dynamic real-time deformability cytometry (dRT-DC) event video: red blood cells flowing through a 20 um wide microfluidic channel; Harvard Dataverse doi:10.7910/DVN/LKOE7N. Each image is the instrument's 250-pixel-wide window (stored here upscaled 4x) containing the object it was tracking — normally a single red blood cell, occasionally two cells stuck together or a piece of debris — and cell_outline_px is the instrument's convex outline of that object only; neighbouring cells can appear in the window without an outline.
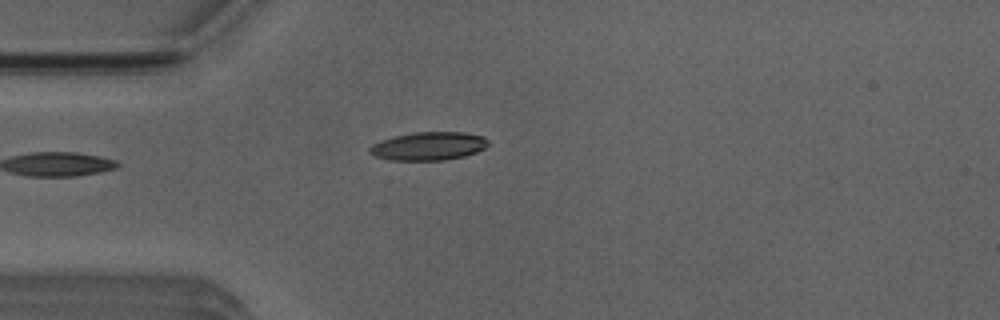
{"species": "Egyptian fruit bat (a non-hibernating species)", "species_latin": "Rousettus aegyptiacus", "temperature_condition": "room temperature", "stored_images_in_passage": 3, "camera_frame_rate_fps": 3000, "um_per_image_px": 0.085, "animal": {"sex": "male"}, "frame": {"image": 1, "passage_image": 2, "time_ms": 1.333, "image_size_px": [1000, 320], "cell_outline_px": [[488, 144], [484, 148], [476, 152], [464, 156], [444, 160], [392, 160], [376, 156], [368, 152], [368, 148], [372, 144], [380, 140], [396, 136], [416, 132], [464, 132], [484, 136], [488, 140]], "centroid_in_image_um": [36.43, 12.41], "position_along_channel_um": 48.6, "area_um2": 19.48}}